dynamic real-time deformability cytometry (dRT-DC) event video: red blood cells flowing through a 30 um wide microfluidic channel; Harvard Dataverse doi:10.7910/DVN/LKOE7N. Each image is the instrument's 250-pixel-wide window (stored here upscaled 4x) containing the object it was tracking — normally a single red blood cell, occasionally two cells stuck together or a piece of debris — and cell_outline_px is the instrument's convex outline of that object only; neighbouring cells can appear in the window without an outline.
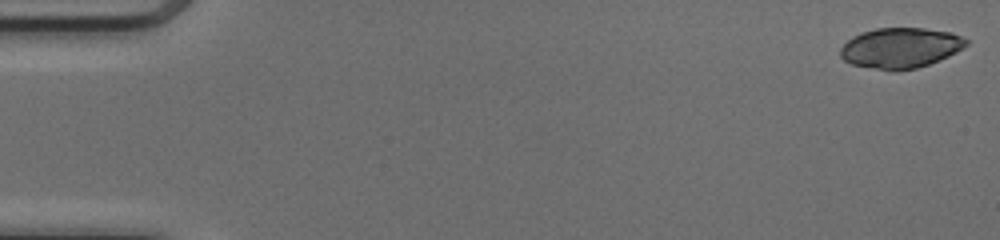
{"species": "common noctule bat (a hibernating species)", "species_latin": "Nyctalus noctula", "temperature_condition": "cold", "stored_images_in_passage": 50, "camera_frame_rate_fps": 3000, "um_per_image_px": 0.085, "animal": {"sex": "female", "body_mass_g": 17.0, "forearm_length_mm": 48.0}, "frame": {"image": 1, "passage_image": 1, "time_ms": 0.0, "image_size_px": [1000, 240], "cell_outline_px": [[968, 44], [956, 52], [948, 56], [928, 64], [916, 68], [896, 72], [852, 64], [844, 60], [840, 56], [840, 48], [852, 36], [860, 32], [876, 28], [924, 28], [952, 32], [968, 40]], "centroid_in_image_um": [76.52, 4.07], "position_along_channel_um": 8.5, "area_um2": 29.65}}